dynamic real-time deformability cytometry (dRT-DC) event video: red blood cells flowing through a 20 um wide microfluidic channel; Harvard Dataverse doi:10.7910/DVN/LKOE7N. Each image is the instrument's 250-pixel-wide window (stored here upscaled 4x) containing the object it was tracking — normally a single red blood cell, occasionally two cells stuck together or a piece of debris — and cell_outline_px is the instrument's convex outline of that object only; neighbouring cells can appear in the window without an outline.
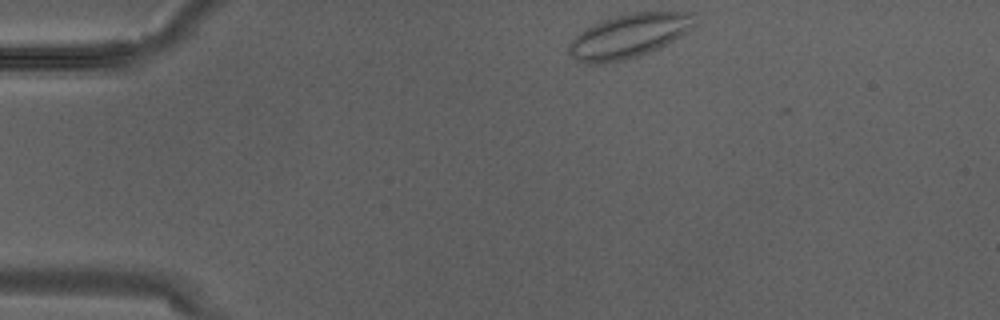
{"species": "Egyptian fruit bat (a non-hibernating species)", "species_latin": "Rousettus aegyptiacus", "temperature_condition": "warm", "stored_images_in_passage": 4, "camera_frame_rate_fps": 3000, "um_per_image_px": 0.085, "animal": {"sex": "male"}, "frame": {"image": 1, "passage_image": 1, "time_ms": 0.0, "image_size_px": [1000, 320], "cell_outline_px": [[696, 24], [692, 28], [680, 36], [640, 56], [624, 60], [600, 64], [584, 64], [576, 60], [568, 52], [568, 44], [584, 28], [592, 24], [616, 16], [632, 12], [692, 12]], "centroid_in_image_um": [53.41, 3.06], "position_along_channel_um": 31.6, "area_um2": 32.02}}